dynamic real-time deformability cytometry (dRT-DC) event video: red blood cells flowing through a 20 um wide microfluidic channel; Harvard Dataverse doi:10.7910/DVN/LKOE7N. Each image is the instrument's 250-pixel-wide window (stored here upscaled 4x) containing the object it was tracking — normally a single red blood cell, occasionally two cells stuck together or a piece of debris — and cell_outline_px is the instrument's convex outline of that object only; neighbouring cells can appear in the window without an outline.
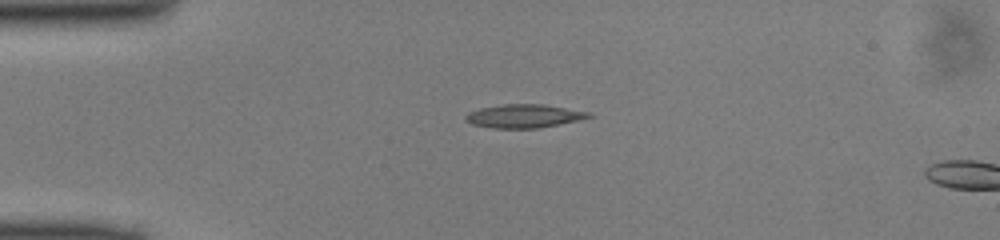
{"species": "common noctule bat (a hibernating species)", "species_latin": "Nyctalus noctula", "temperature_condition": "cold", "stored_images_in_passage": 4, "camera_frame_rate_fps": 3000, "um_per_image_px": 0.085, "animal": {"sex": "male", "body_mass_g": 13.0, "forearm_length_mm": 53.1}, "frame": {"image": 1, "passage_image": 1, "time_ms": 0.0, "image_size_px": [1000, 240], "cell_outline_px": [[596, 116], [580, 120], [540, 128], [492, 128], [472, 124], [464, 120], [464, 116], [468, 112], [480, 108], [504, 104], [544, 104], [592, 112]], "centroid_in_image_um": [44.59, 9.86], "position_along_channel_um": 40.4, "area_um2": 17.11}}